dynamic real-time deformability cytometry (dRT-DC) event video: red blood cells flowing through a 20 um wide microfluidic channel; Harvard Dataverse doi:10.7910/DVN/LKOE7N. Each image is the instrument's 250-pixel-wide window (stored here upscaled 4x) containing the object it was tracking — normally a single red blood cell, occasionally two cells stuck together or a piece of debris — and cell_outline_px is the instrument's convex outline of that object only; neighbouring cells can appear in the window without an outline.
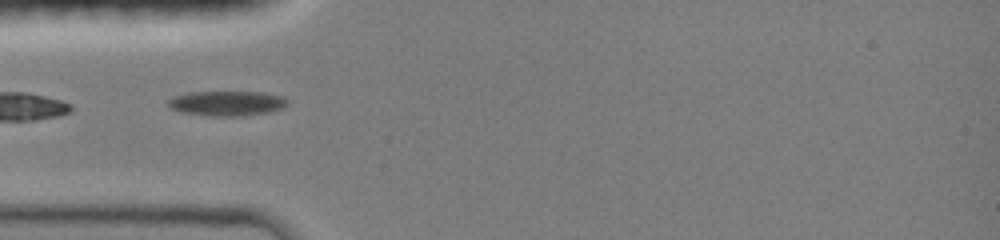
{"species": "common noctule bat (a hibernating species)", "species_latin": "Nyctalus noctula", "temperature_condition": "room temperature", "stored_images_in_passage": 17, "camera_frame_rate_fps": 3000, "um_per_image_px": 0.085, "animal": {"sex": "female", "body_mass_g": 19.0, "forearm_length_mm": 51.5}, "frame": {"image": 1, "passage_image": 1, "time_ms": 0.0, "image_size_px": [1000, 240], "cell_outline_px": [[284, 104], [280, 108], [268, 112], [240, 116], [212, 116], [180, 112], [172, 108], [168, 104], [168, 100], [172, 96], [188, 92], [260, 92], [284, 96]], "centroid_in_image_um": [19.2, 8.77], "position_along_channel_um": 65.8, "area_um2": 17.05}}
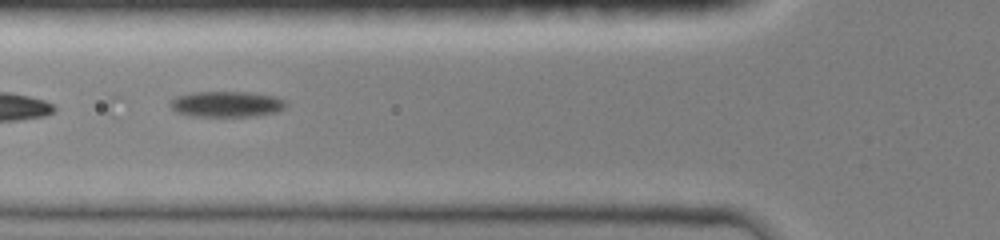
{"frame": {"image": 2, "passage_image": 7, "time_ms": 1.0, "image_size_px": [1000, 240], "cell_outline_px": [[288, 104], [284, 108], [276, 112], [252, 116], [192, 116], [180, 112], [172, 108], [168, 104], [176, 96], [192, 92], [248, 92], [276, 96], [288, 100]], "centroid_in_image_um": [19.31, 8.84], "position_along_channel_um": 106.5, "area_um2": 17.4}}
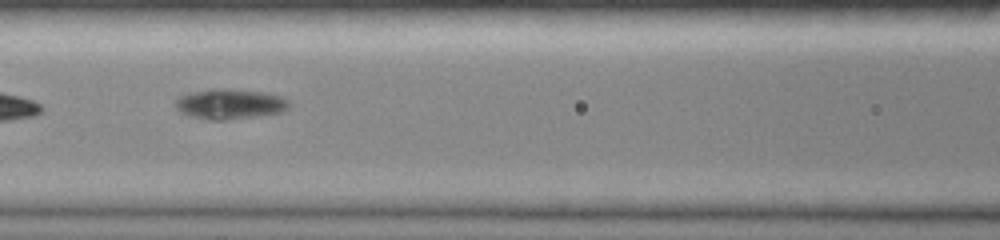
{"frame": {"image": 3, "passage_image": 14, "time_ms": 2.0, "image_size_px": [1000, 240], "cell_outline_px": [[288, 108], [280, 112], [224, 120], [212, 120], [192, 116], [180, 112], [176, 108], [176, 100], [180, 96], [192, 92], [216, 88], [264, 92], [284, 96], [288, 100]], "centroid_in_image_um": [19.54, 8.83], "position_along_channel_um": 147.1, "area_um2": 19.59}}